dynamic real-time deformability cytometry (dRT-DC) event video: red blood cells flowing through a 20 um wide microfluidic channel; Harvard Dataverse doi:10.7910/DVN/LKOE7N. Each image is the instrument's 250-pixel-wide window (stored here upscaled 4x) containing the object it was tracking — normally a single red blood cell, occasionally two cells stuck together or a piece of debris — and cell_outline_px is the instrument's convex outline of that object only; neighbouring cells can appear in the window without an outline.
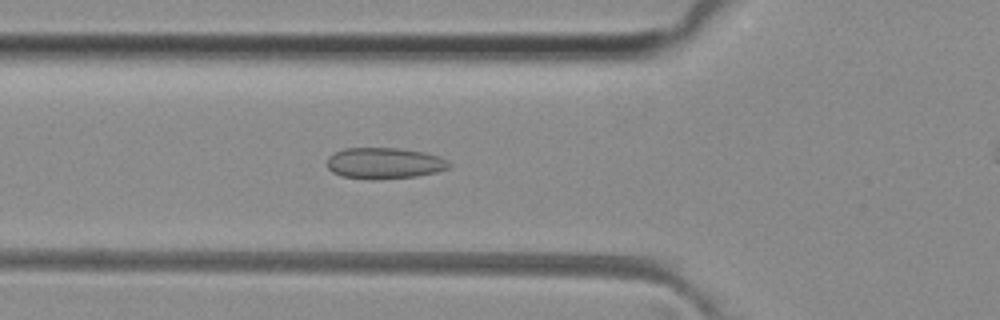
{"species": "common noctule bat (a hibernating species)", "species_latin": "Nyctalus noctula", "temperature_condition": "room temperature", "stored_images_in_passage": 44, "camera_frame_rate_fps": 3000, "um_per_image_px": 0.085, "animal": {"sex": "female", "body_mass_g": 29.2, "forearm_length_mm": 56.3}, "frame": {"image": 1, "passage_image": 17, "time_ms": 5.333, "image_size_px": [1000, 320], "cell_outline_px": [[452, 164], [448, 168], [436, 172], [416, 176], [376, 180], [372, 180], [340, 176], [332, 172], [328, 168], [328, 156], [344, 148], [400, 148], [424, 152], [440, 156], [448, 160]], "centroid_in_image_um": [32.68, 13.88], "position_along_channel_um": 93.1, "area_um2": 22.37}}
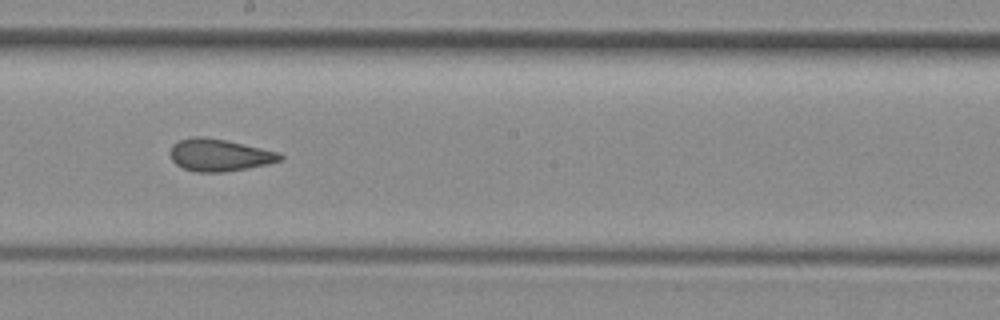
{"frame": {"image": 2, "passage_image": 27, "time_ms": 8.667, "image_size_px": [1000, 320], "cell_outline_px": [[284, 160], [268, 164], [224, 172], [196, 172], [184, 168], [176, 164], [172, 160], [168, 152], [172, 144], [180, 140], [192, 136], [200, 136], [224, 140], [260, 148], [276, 152], [284, 156]], "centroid_in_image_um": [18.6, 13.18], "position_along_channel_um": 229.6, "area_um2": 20.52}}
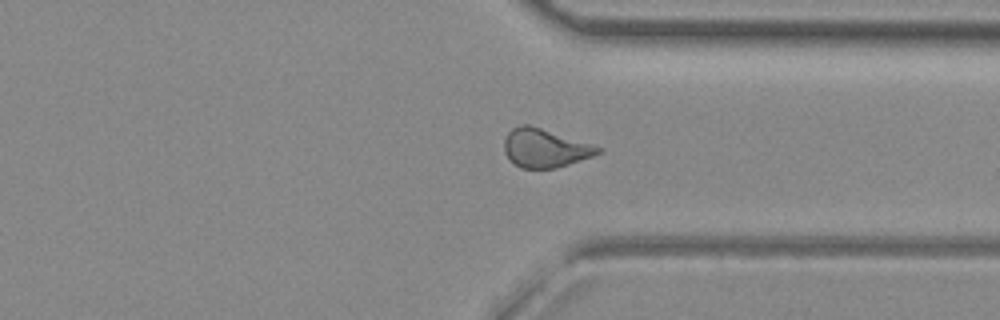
{"frame": {"image": 3, "passage_image": 37, "time_ms": 12.0, "image_size_px": [1000, 320], "cell_outline_px": [[604, 148], [600, 152], [592, 156], [556, 168], [520, 168], [508, 160], [504, 152], [504, 140], [508, 132], [512, 128], [520, 124], [528, 124]], "centroid_in_image_um": [46.27, 12.59], "position_along_channel_um": 365.1, "area_um2": 20.98}, "authors_computed_cell_mechanics": {"area_um2": 21.0392, "velocity_mm_per_s": 4.0815, "shape_relaxation_time_tau1_ms": null, "shape_relaxation_time_tau2_ms": 1.3412, "deformation_change_tau1": null, "deformation_change_tau2": 0.0704}}